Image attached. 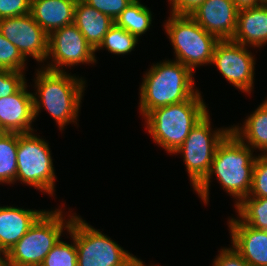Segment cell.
I'll return each mask as SVG.
<instances>
[{
    "instance_id": "cell-6",
    "label": "cell",
    "mask_w": 267,
    "mask_h": 266,
    "mask_svg": "<svg viewBox=\"0 0 267 266\" xmlns=\"http://www.w3.org/2000/svg\"><path fill=\"white\" fill-rule=\"evenodd\" d=\"M75 239L77 266H144L143 261L118 245L110 237L73 217L67 233Z\"/></svg>"
},
{
    "instance_id": "cell-21",
    "label": "cell",
    "mask_w": 267,
    "mask_h": 266,
    "mask_svg": "<svg viewBox=\"0 0 267 266\" xmlns=\"http://www.w3.org/2000/svg\"><path fill=\"white\" fill-rule=\"evenodd\" d=\"M149 9L141 4L140 0H134L116 18L114 23L139 39L150 29L152 24V13Z\"/></svg>"
},
{
    "instance_id": "cell-10",
    "label": "cell",
    "mask_w": 267,
    "mask_h": 266,
    "mask_svg": "<svg viewBox=\"0 0 267 266\" xmlns=\"http://www.w3.org/2000/svg\"><path fill=\"white\" fill-rule=\"evenodd\" d=\"M47 59H52L51 63L43 68L62 72L65 71L64 66L97 62L95 50L74 23L56 29L48 35Z\"/></svg>"
},
{
    "instance_id": "cell-18",
    "label": "cell",
    "mask_w": 267,
    "mask_h": 266,
    "mask_svg": "<svg viewBox=\"0 0 267 266\" xmlns=\"http://www.w3.org/2000/svg\"><path fill=\"white\" fill-rule=\"evenodd\" d=\"M77 0H31L30 14L49 35L56 29L73 24Z\"/></svg>"
},
{
    "instance_id": "cell-11",
    "label": "cell",
    "mask_w": 267,
    "mask_h": 266,
    "mask_svg": "<svg viewBox=\"0 0 267 266\" xmlns=\"http://www.w3.org/2000/svg\"><path fill=\"white\" fill-rule=\"evenodd\" d=\"M247 46L232 40H219L214 48L211 64L241 92L251 94L254 88L255 57Z\"/></svg>"
},
{
    "instance_id": "cell-29",
    "label": "cell",
    "mask_w": 267,
    "mask_h": 266,
    "mask_svg": "<svg viewBox=\"0 0 267 266\" xmlns=\"http://www.w3.org/2000/svg\"><path fill=\"white\" fill-rule=\"evenodd\" d=\"M89 6L94 7L101 13L109 16L113 21L130 5L134 0H83Z\"/></svg>"
},
{
    "instance_id": "cell-4",
    "label": "cell",
    "mask_w": 267,
    "mask_h": 266,
    "mask_svg": "<svg viewBox=\"0 0 267 266\" xmlns=\"http://www.w3.org/2000/svg\"><path fill=\"white\" fill-rule=\"evenodd\" d=\"M207 113L208 107L198 91L188 100L150 111L144 117L146 130L148 129L155 143L174 154L192 128Z\"/></svg>"
},
{
    "instance_id": "cell-32",
    "label": "cell",
    "mask_w": 267,
    "mask_h": 266,
    "mask_svg": "<svg viewBox=\"0 0 267 266\" xmlns=\"http://www.w3.org/2000/svg\"><path fill=\"white\" fill-rule=\"evenodd\" d=\"M205 0H168L171 5V14L190 15Z\"/></svg>"
},
{
    "instance_id": "cell-2",
    "label": "cell",
    "mask_w": 267,
    "mask_h": 266,
    "mask_svg": "<svg viewBox=\"0 0 267 266\" xmlns=\"http://www.w3.org/2000/svg\"><path fill=\"white\" fill-rule=\"evenodd\" d=\"M82 78L66 71L38 69L34 78L37 92L32 94L34 119L44 108L61 130L66 124L77 122L86 84Z\"/></svg>"
},
{
    "instance_id": "cell-1",
    "label": "cell",
    "mask_w": 267,
    "mask_h": 266,
    "mask_svg": "<svg viewBox=\"0 0 267 266\" xmlns=\"http://www.w3.org/2000/svg\"><path fill=\"white\" fill-rule=\"evenodd\" d=\"M253 152L230 131L217 146L208 175L194 189L201 200L208 204L209 186H211L210 182L214 174L226 193L236 199L235 206L248 197L256 161Z\"/></svg>"
},
{
    "instance_id": "cell-24",
    "label": "cell",
    "mask_w": 267,
    "mask_h": 266,
    "mask_svg": "<svg viewBox=\"0 0 267 266\" xmlns=\"http://www.w3.org/2000/svg\"><path fill=\"white\" fill-rule=\"evenodd\" d=\"M138 41L139 40L135 35L114 23L95 52L105 48L113 54L126 55L135 48Z\"/></svg>"
},
{
    "instance_id": "cell-12",
    "label": "cell",
    "mask_w": 267,
    "mask_h": 266,
    "mask_svg": "<svg viewBox=\"0 0 267 266\" xmlns=\"http://www.w3.org/2000/svg\"><path fill=\"white\" fill-rule=\"evenodd\" d=\"M0 33L14 44L26 59L28 55L38 62L46 61L48 34L30 13L0 19Z\"/></svg>"
},
{
    "instance_id": "cell-33",
    "label": "cell",
    "mask_w": 267,
    "mask_h": 266,
    "mask_svg": "<svg viewBox=\"0 0 267 266\" xmlns=\"http://www.w3.org/2000/svg\"><path fill=\"white\" fill-rule=\"evenodd\" d=\"M232 1L234 2L238 10L257 7L266 3V0H232Z\"/></svg>"
},
{
    "instance_id": "cell-14",
    "label": "cell",
    "mask_w": 267,
    "mask_h": 266,
    "mask_svg": "<svg viewBox=\"0 0 267 266\" xmlns=\"http://www.w3.org/2000/svg\"><path fill=\"white\" fill-rule=\"evenodd\" d=\"M25 82L14 94L0 98V131L29 133L34 129L33 93Z\"/></svg>"
},
{
    "instance_id": "cell-15",
    "label": "cell",
    "mask_w": 267,
    "mask_h": 266,
    "mask_svg": "<svg viewBox=\"0 0 267 266\" xmlns=\"http://www.w3.org/2000/svg\"><path fill=\"white\" fill-rule=\"evenodd\" d=\"M238 218L228 221L231 246L250 266H267V230L252 228Z\"/></svg>"
},
{
    "instance_id": "cell-17",
    "label": "cell",
    "mask_w": 267,
    "mask_h": 266,
    "mask_svg": "<svg viewBox=\"0 0 267 266\" xmlns=\"http://www.w3.org/2000/svg\"><path fill=\"white\" fill-rule=\"evenodd\" d=\"M231 40L248 48L267 44V3L238 10L236 32Z\"/></svg>"
},
{
    "instance_id": "cell-27",
    "label": "cell",
    "mask_w": 267,
    "mask_h": 266,
    "mask_svg": "<svg viewBox=\"0 0 267 266\" xmlns=\"http://www.w3.org/2000/svg\"><path fill=\"white\" fill-rule=\"evenodd\" d=\"M248 197L267 198V154L260 153L256 156Z\"/></svg>"
},
{
    "instance_id": "cell-34",
    "label": "cell",
    "mask_w": 267,
    "mask_h": 266,
    "mask_svg": "<svg viewBox=\"0 0 267 266\" xmlns=\"http://www.w3.org/2000/svg\"><path fill=\"white\" fill-rule=\"evenodd\" d=\"M0 266H4V256L0 253Z\"/></svg>"
},
{
    "instance_id": "cell-31",
    "label": "cell",
    "mask_w": 267,
    "mask_h": 266,
    "mask_svg": "<svg viewBox=\"0 0 267 266\" xmlns=\"http://www.w3.org/2000/svg\"><path fill=\"white\" fill-rule=\"evenodd\" d=\"M212 266H250L233 248H221Z\"/></svg>"
},
{
    "instance_id": "cell-19",
    "label": "cell",
    "mask_w": 267,
    "mask_h": 266,
    "mask_svg": "<svg viewBox=\"0 0 267 266\" xmlns=\"http://www.w3.org/2000/svg\"><path fill=\"white\" fill-rule=\"evenodd\" d=\"M73 23L84 35L86 41L96 50L114 21L83 0H77Z\"/></svg>"
},
{
    "instance_id": "cell-9",
    "label": "cell",
    "mask_w": 267,
    "mask_h": 266,
    "mask_svg": "<svg viewBox=\"0 0 267 266\" xmlns=\"http://www.w3.org/2000/svg\"><path fill=\"white\" fill-rule=\"evenodd\" d=\"M210 120V114L207 113L192 128L183 144L174 153L183 156L193 189L208 175L217 146L231 131V127L212 131Z\"/></svg>"
},
{
    "instance_id": "cell-3",
    "label": "cell",
    "mask_w": 267,
    "mask_h": 266,
    "mask_svg": "<svg viewBox=\"0 0 267 266\" xmlns=\"http://www.w3.org/2000/svg\"><path fill=\"white\" fill-rule=\"evenodd\" d=\"M193 72L176 60H163L153 64L144 74L140 88L139 109L143 117L158 107L176 104L193 97Z\"/></svg>"
},
{
    "instance_id": "cell-25",
    "label": "cell",
    "mask_w": 267,
    "mask_h": 266,
    "mask_svg": "<svg viewBox=\"0 0 267 266\" xmlns=\"http://www.w3.org/2000/svg\"><path fill=\"white\" fill-rule=\"evenodd\" d=\"M73 243L57 242L47 253L40 266H77V249L75 239Z\"/></svg>"
},
{
    "instance_id": "cell-7",
    "label": "cell",
    "mask_w": 267,
    "mask_h": 266,
    "mask_svg": "<svg viewBox=\"0 0 267 266\" xmlns=\"http://www.w3.org/2000/svg\"><path fill=\"white\" fill-rule=\"evenodd\" d=\"M164 29L174 49L176 61L193 73L195 68L210 64L216 43L219 41L207 32L190 15L170 13Z\"/></svg>"
},
{
    "instance_id": "cell-16",
    "label": "cell",
    "mask_w": 267,
    "mask_h": 266,
    "mask_svg": "<svg viewBox=\"0 0 267 266\" xmlns=\"http://www.w3.org/2000/svg\"><path fill=\"white\" fill-rule=\"evenodd\" d=\"M45 211L0 206V253L5 256Z\"/></svg>"
},
{
    "instance_id": "cell-20",
    "label": "cell",
    "mask_w": 267,
    "mask_h": 266,
    "mask_svg": "<svg viewBox=\"0 0 267 266\" xmlns=\"http://www.w3.org/2000/svg\"><path fill=\"white\" fill-rule=\"evenodd\" d=\"M244 124L231 126V131L253 151L258 149L267 154V103L263 101Z\"/></svg>"
},
{
    "instance_id": "cell-28",
    "label": "cell",
    "mask_w": 267,
    "mask_h": 266,
    "mask_svg": "<svg viewBox=\"0 0 267 266\" xmlns=\"http://www.w3.org/2000/svg\"><path fill=\"white\" fill-rule=\"evenodd\" d=\"M25 82L24 72L0 69V98L14 94Z\"/></svg>"
},
{
    "instance_id": "cell-5",
    "label": "cell",
    "mask_w": 267,
    "mask_h": 266,
    "mask_svg": "<svg viewBox=\"0 0 267 266\" xmlns=\"http://www.w3.org/2000/svg\"><path fill=\"white\" fill-rule=\"evenodd\" d=\"M62 213V209L45 211L4 256V266H40L75 216L69 214L66 220Z\"/></svg>"
},
{
    "instance_id": "cell-8",
    "label": "cell",
    "mask_w": 267,
    "mask_h": 266,
    "mask_svg": "<svg viewBox=\"0 0 267 266\" xmlns=\"http://www.w3.org/2000/svg\"><path fill=\"white\" fill-rule=\"evenodd\" d=\"M49 144L33 132L18 133L16 181L51 196L55 193V170Z\"/></svg>"
},
{
    "instance_id": "cell-22",
    "label": "cell",
    "mask_w": 267,
    "mask_h": 266,
    "mask_svg": "<svg viewBox=\"0 0 267 266\" xmlns=\"http://www.w3.org/2000/svg\"><path fill=\"white\" fill-rule=\"evenodd\" d=\"M18 133L0 132V184H14L17 174Z\"/></svg>"
},
{
    "instance_id": "cell-30",
    "label": "cell",
    "mask_w": 267,
    "mask_h": 266,
    "mask_svg": "<svg viewBox=\"0 0 267 266\" xmlns=\"http://www.w3.org/2000/svg\"><path fill=\"white\" fill-rule=\"evenodd\" d=\"M31 0H0V19L30 13Z\"/></svg>"
},
{
    "instance_id": "cell-13",
    "label": "cell",
    "mask_w": 267,
    "mask_h": 266,
    "mask_svg": "<svg viewBox=\"0 0 267 266\" xmlns=\"http://www.w3.org/2000/svg\"><path fill=\"white\" fill-rule=\"evenodd\" d=\"M238 9L232 0H205L190 16L218 40H231Z\"/></svg>"
},
{
    "instance_id": "cell-26",
    "label": "cell",
    "mask_w": 267,
    "mask_h": 266,
    "mask_svg": "<svg viewBox=\"0 0 267 266\" xmlns=\"http://www.w3.org/2000/svg\"><path fill=\"white\" fill-rule=\"evenodd\" d=\"M27 59L0 33V69L24 72Z\"/></svg>"
},
{
    "instance_id": "cell-23",
    "label": "cell",
    "mask_w": 267,
    "mask_h": 266,
    "mask_svg": "<svg viewBox=\"0 0 267 266\" xmlns=\"http://www.w3.org/2000/svg\"><path fill=\"white\" fill-rule=\"evenodd\" d=\"M235 207L245 224L258 230H267V198L245 197Z\"/></svg>"
}]
</instances>
